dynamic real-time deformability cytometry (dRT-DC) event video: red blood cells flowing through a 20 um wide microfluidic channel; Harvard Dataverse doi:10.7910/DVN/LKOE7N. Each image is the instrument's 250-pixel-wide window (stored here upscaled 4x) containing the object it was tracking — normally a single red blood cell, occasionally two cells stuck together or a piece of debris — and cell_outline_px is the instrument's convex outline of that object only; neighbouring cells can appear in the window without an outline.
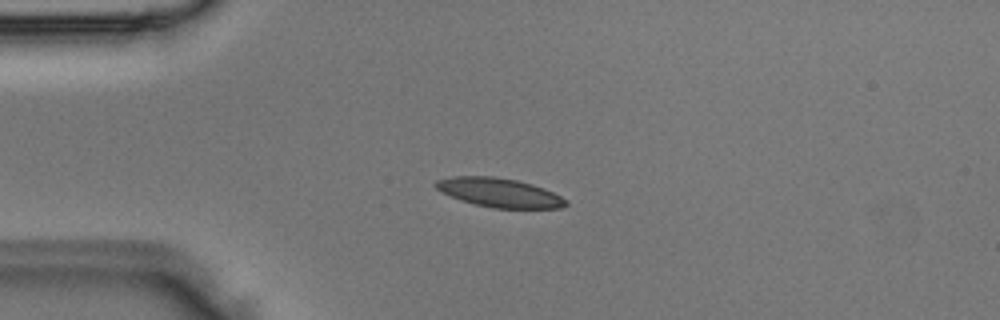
{"species": "Egyptian fruit bat (a non-hibernating species)", "species_latin": "Rousettus aegyptiacus", "temperature_condition": "room temperature", "stored_images_in_passage": 6, "camera_frame_rate_fps": 3000, "um_per_image_px": 0.085, "animal": {"sex": "male"}, "frame": {"image": 1, "passage_image": 3, "time_ms": 0.667, "image_size_px": [1000, 320], "cell_outline_px": [[568, 204], [560, 208], [492, 208], [460, 200], [440, 192], [432, 184], [436, 180], [452, 176], [492, 176], [516, 180], [532, 184], [544, 188], [568, 200]], "centroid_in_image_um": [42.4, 16.37], "position_along_channel_um": 42.6, "area_um2": 22.08}}
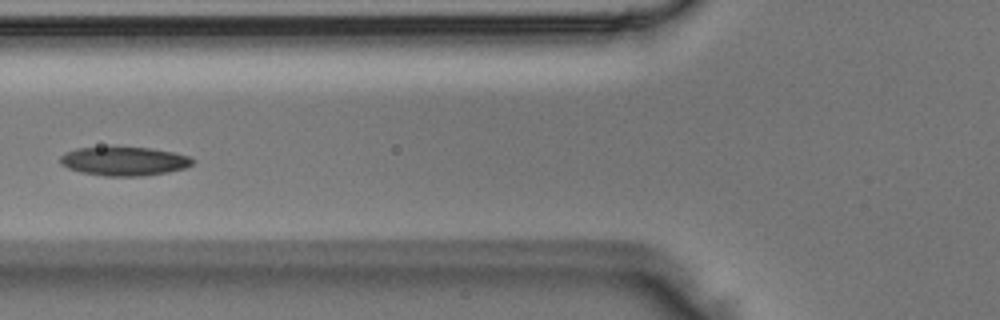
{"frame": {"image": 2, "passage_image": 5, "time_ms": 1.333, "image_size_px": [1000, 320], "cell_outline_px": [[196, 160], [192, 164], [184, 168], [168, 172], [144, 176], [104, 176], [80, 172], [68, 168], [60, 164], [60, 156], [64, 152], [76, 148], [152, 148], [172, 152], [188, 156]], "centroid_in_image_um": [10.53, 13.71], "position_along_channel_um": 115.3, "area_um2": 22.14}}
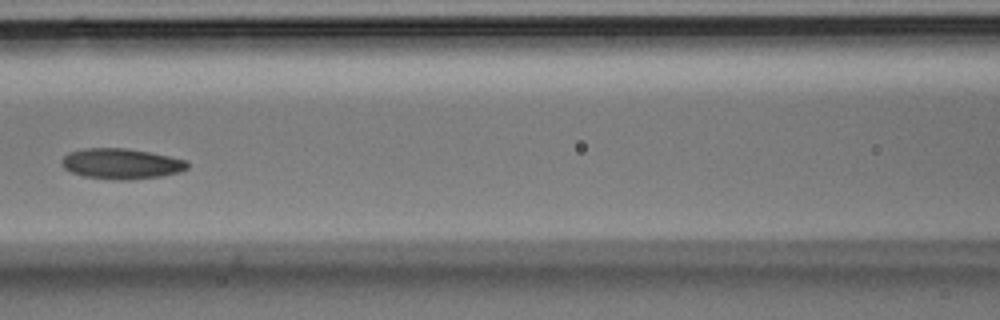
{"frame": {"image": 3, "passage_image": 6, "time_ms": 1.667, "image_size_px": [1000, 320], "cell_outline_px": [[188, 168], [180, 172], [164, 176], [128, 180], [116, 180], [84, 176], [72, 172], [64, 168], [60, 164], [60, 160], [68, 152], [84, 148], [128, 148], [152, 152], [188, 160]], "centroid_in_image_um": [10.33, 13.91], "position_along_channel_um": 156.3, "area_um2": 22.72}}